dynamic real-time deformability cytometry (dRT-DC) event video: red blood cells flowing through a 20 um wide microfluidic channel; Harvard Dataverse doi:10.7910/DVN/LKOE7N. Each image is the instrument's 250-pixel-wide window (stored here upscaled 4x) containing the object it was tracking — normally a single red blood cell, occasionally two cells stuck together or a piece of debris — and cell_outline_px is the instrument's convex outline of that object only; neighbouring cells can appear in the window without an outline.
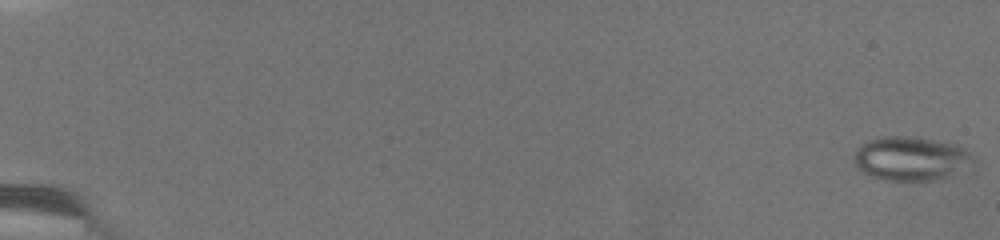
{"species": "common noctule bat (a hibernating species)", "species_latin": "Nyctalus noctula", "temperature_condition": "warm", "stored_images_in_passage": 52, "camera_frame_rate_fps": 3000, "um_per_image_px": 0.085, "animal": {"sex": "female", "body_mass_g": 19.5, "forearm_length_mm": 54.1}, "frame": {"image": 1, "passage_image": 1, "time_ms": 0.0, "image_size_px": [1000, 240], "cell_outline_px": [[980, 164], [976, 168], [932, 180], [888, 180], [872, 176], [860, 172], [852, 160], [852, 156], [856, 148], [860, 144], [868, 140], [880, 136], [908, 136], [956, 144], [972, 152], [980, 160]], "centroid_in_image_um": [77.52, 13.48], "position_along_channel_um": 7.5, "area_um2": 31.62}}
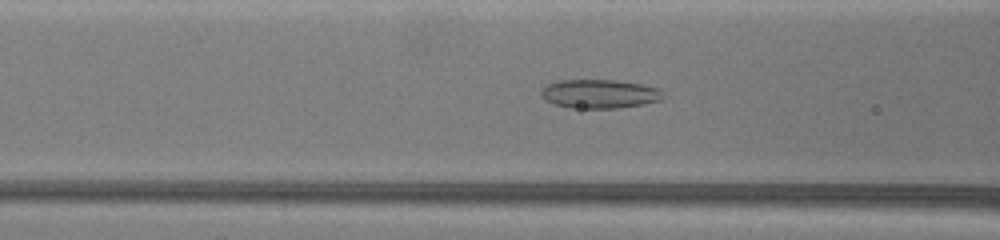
{"frame": {"image": 2, "passage_image": 40, "time_ms": 7.667, "image_size_px": [1000, 240], "cell_outline_px": [[668, 96], [660, 100], [644, 104], [620, 108], [568, 108], [544, 100], [540, 96], [540, 92], [548, 84], [556, 80], [616, 80], [640, 84], [660, 88]], "centroid_in_image_um": [51.0, 7.98], "position_along_channel_um": 115.6, "area_um2": 20.81}}
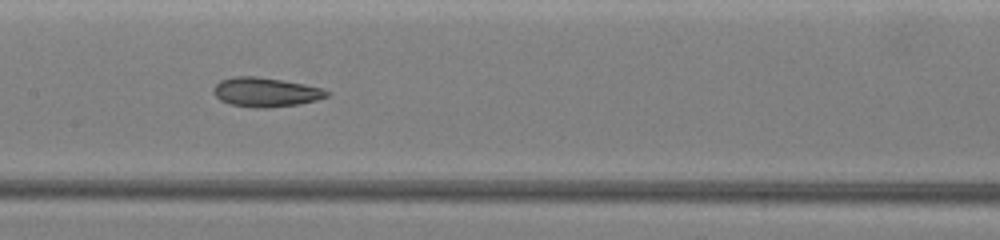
{"frame": {"image": 3, "passage_image": 51, "time_ms": 9.333, "image_size_px": [1000, 240], "cell_outline_px": [[332, 92], [328, 96], [316, 100], [300, 104], [268, 108], [256, 108], [228, 104], [220, 100], [212, 92], [212, 88], [220, 80], [236, 76], [256, 76], [304, 84], [324, 88]], "centroid_in_image_um": [22.58, 7.84], "position_along_channel_um": 184.8, "area_um2": 19.54}}